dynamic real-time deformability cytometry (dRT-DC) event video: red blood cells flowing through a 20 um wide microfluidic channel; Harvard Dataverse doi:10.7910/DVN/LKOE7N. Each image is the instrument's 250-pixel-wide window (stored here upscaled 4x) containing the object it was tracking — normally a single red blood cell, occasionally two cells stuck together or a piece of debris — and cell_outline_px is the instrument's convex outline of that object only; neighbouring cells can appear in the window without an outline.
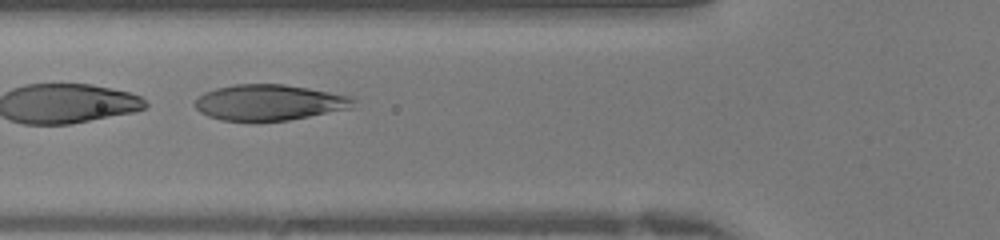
{"species": "human", "species_latin": "Homo sapiens", "temperature_condition": "warm", "stored_images_in_passage": 40, "segment_of_instrument_passage": [2, 2], "camera_frame_rate_fps": 3000, "um_per_image_px": 0.085, "donor": {"sex": "female"}, "frame": {"image": 1, "passage_image": 14, "time_ms": 4.333, "image_size_px": [1000, 240], "cell_outline_px": [[356, 108], [288, 120], [256, 124], [220, 120], [208, 116], [200, 112], [192, 104], [204, 92], [216, 88], [236, 84], [284, 84], [356, 96]], "centroid_in_image_um": [22.93, 8.75], "position_along_channel_um": 102.9, "area_um2": 34.33}}
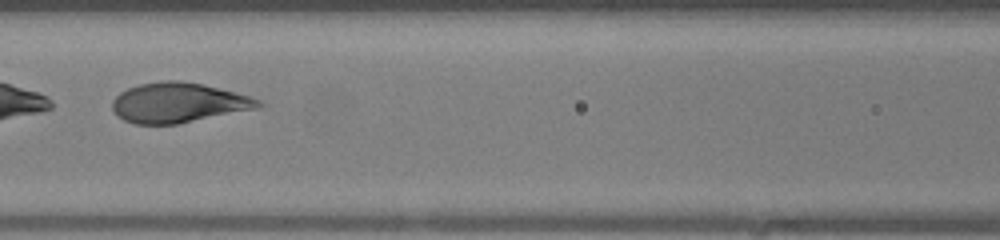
{"frame": {"image": 2, "passage_image": 17, "time_ms": 5.333, "image_size_px": [1000, 240], "cell_outline_px": [[264, 104], [260, 108], [176, 124], [136, 124], [124, 120], [116, 116], [112, 112], [112, 100], [120, 92], [128, 88], [140, 84], [164, 80], [180, 80], [200, 84], [252, 96], [260, 100]], "centroid_in_image_um": [15.15, 8.73], "position_along_channel_um": 151.4, "area_um2": 34.04}}
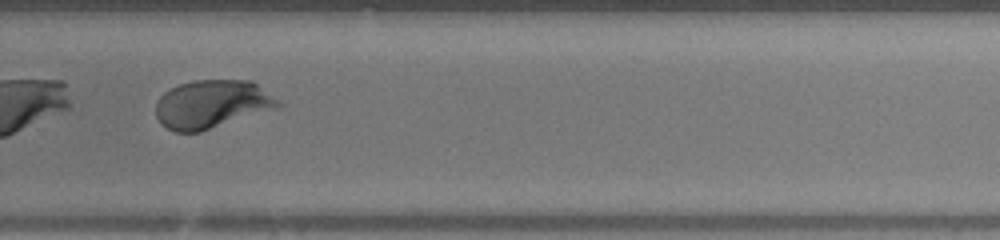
{"frame": {"image": 3, "passage_image": 27, "time_ms": 8.667, "image_size_px": [1000, 240], "cell_outline_px": [[284, 104], [280, 108], [200, 132], [176, 132], [160, 124], [156, 116], [156, 100], [164, 92], [180, 84], [192, 80], [252, 80]], "centroid_in_image_um": [18.04, 8.86], "position_along_channel_um": 311.8, "area_um2": 34.8}}